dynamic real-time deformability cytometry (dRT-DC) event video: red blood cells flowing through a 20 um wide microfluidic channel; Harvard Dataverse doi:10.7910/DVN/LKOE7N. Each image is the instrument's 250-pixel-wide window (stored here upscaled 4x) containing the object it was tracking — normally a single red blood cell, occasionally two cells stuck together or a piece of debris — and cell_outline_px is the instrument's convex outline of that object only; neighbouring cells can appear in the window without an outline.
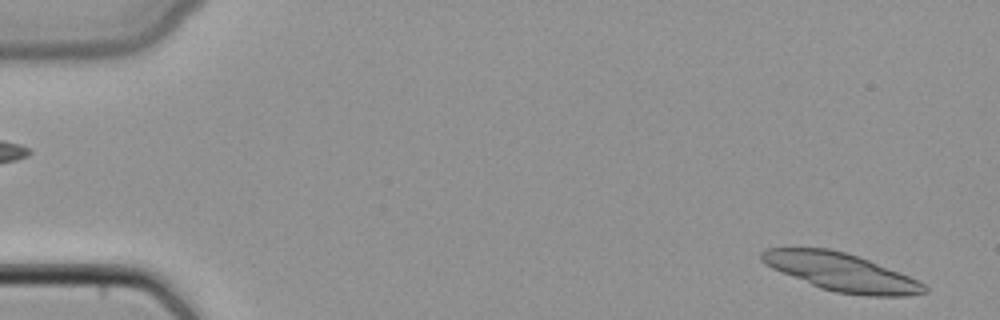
{"species": "common noctule bat (a hibernating species)", "species_latin": "Nyctalus noctula", "temperature_condition": "cold", "stored_images_in_passage": 48, "camera_frame_rate_fps": 3000, "um_per_image_px": 0.085, "animal": {"sex": "female", "body_mass_g": 22.7, "forearm_length_mm": 54.2}, "frame": {"image": 1, "passage_image": 2, "time_ms": 0.333, "image_size_px": [1000, 320], "cell_outline_px": [[928, 292], [908, 296], [868, 296], [836, 292], [820, 288], [772, 268], [764, 264], [760, 260], [760, 252], [764, 248], [828, 248], [844, 252], [868, 260], [908, 276], [924, 284], [928, 288]], "centroid_in_image_um": [71.47, 23.13], "position_along_channel_um": 13.5, "area_um2": 35.6}}
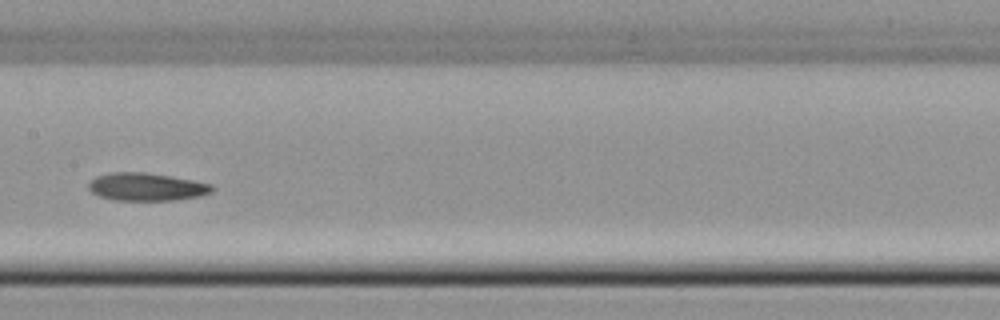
{"frame": {"image": 2, "passage_image": 25, "time_ms": 8.0, "image_size_px": [1000, 320], "cell_outline_px": [[212, 192], [200, 196], [172, 200], [116, 200], [100, 196], [92, 192], [88, 188], [88, 184], [96, 176], [112, 172], [148, 172], [192, 180], [212, 184]], "centroid_in_image_um": [12.44, 15.87], "position_along_channel_um": 195.0, "area_um2": 19.88}}
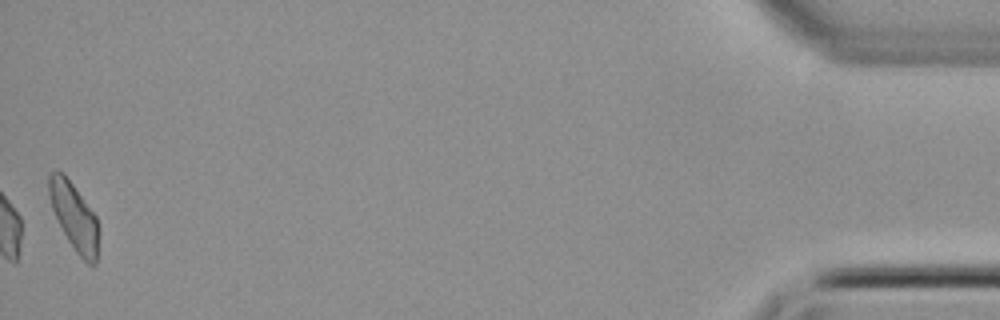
{"frame": {"image": 3, "passage_image": 48, "time_ms": 15.667, "image_size_px": [1000, 320], "cell_outline_px": [[100, 228], [96, 264], [92, 268], [76, 252], [68, 240], [52, 208], [48, 196], [48, 172], [64, 172], [96, 216]], "centroid_in_image_um": [6.33, 18.42], "position_along_channel_um": 428.9, "area_um2": 19.65}}